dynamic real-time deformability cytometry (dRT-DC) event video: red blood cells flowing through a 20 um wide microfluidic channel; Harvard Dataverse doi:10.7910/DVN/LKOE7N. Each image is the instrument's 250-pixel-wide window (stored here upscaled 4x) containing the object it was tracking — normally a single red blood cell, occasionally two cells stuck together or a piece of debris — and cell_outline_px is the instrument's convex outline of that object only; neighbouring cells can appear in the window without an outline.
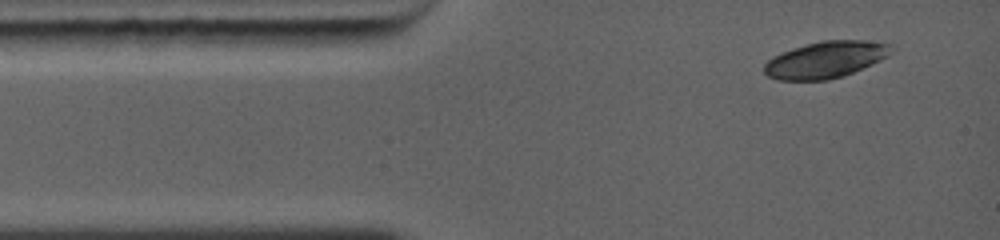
{"species": "common noctule bat (a hibernating species)", "species_latin": "Nyctalus noctula", "temperature_condition": "warm", "stored_images_in_passage": 3, "camera_frame_rate_fps": 5000, "um_per_image_px": 0.085, "animal": {"sex": "female", "body_mass_g": 19.0, "forearm_length_mm": 56.7}, "frame": {"image": 1, "passage_image": 1, "time_ms": 0.0, "image_size_px": [1000, 240], "cell_outline_px": [[896, 48], [888, 56], [872, 64], [852, 72], [840, 76], [824, 80], [780, 80], [768, 76], [764, 72], [764, 64], [772, 56], [792, 48], [820, 40], [864, 40], [892, 44]], "centroid_in_image_um": [70.19, 5.05], "position_along_channel_um": 14.8, "area_um2": 27.11}}